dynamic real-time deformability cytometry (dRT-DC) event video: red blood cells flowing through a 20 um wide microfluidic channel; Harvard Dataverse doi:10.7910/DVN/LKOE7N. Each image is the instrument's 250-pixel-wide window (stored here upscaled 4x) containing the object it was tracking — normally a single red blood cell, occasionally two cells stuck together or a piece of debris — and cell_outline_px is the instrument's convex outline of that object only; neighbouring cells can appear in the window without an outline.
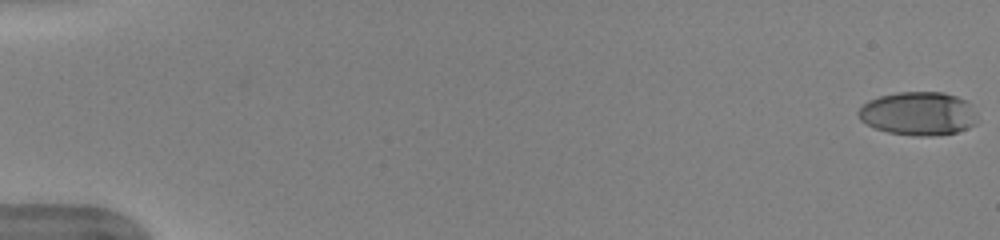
{"species": "human", "species_latin": "Homo sapiens", "temperature_condition": "warm", "stored_images_in_passage": 52, "camera_frame_rate_fps": 3000, "um_per_image_px": 0.085, "donor": {"sex": "female"}, "frame": {"image": 1, "passage_image": 1, "time_ms": 0.0, "image_size_px": [1000, 240], "cell_outline_px": [[976, 124], [968, 128], [956, 132], [940, 136], [912, 136], [888, 132], [876, 128], [860, 120], [856, 112], [868, 100], [880, 96], [900, 92], [944, 92], [968, 100], [972, 104], [976, 112]], "centroid_in_image_um": [78.1, 9.66], "position_along_channel_um": 6.9, "area_um2": 30.52}}
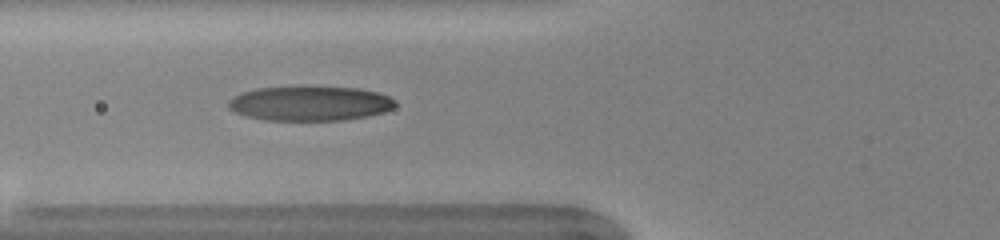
{"frame": {"image": 2, "passage_image": 21, "time_ms": 6.667, "image_size_px": [1000, 240], "cell_outline_px": [[396, 104], [392, 108], [384, 112], [368, 116], [344, 120], [264, 120], [248, 116], [236, 112], [228, 108], [228, 100], [232, 96], [240, 92], [256, 88], [356, 88], [376, 92], [388, 96], [396, 100]], "centroid_in_image_um": [26.32, 8.81], "position_along_channel_um": 99.5, "area_um2": 33.23}}
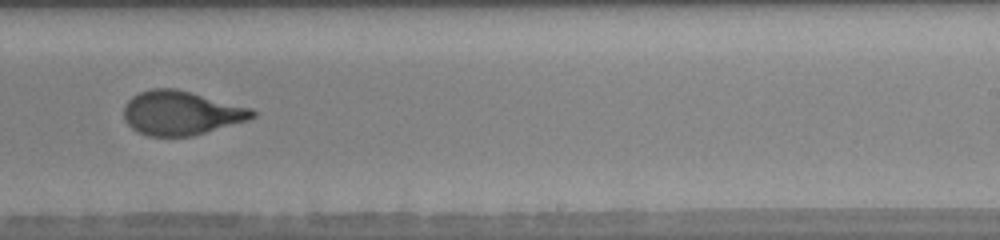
{"frame": {"image": 3, "passage_image": 34, "time_ms": 11.0, "image_size_px": [1000, 240], "cell_outline_px": [[256, 116], [248, 120], [192, 136], [148, 136], [136, 132], [124, 120], [124, 104], [132, 96], [140, 92], [152, 88], [176, 88], [252, 108], [256, 112]], "centroid_in_image_um": [15.37, 9.6], "position_along_channel_um": 273.6, "area_um2": 33.12}, "authors_computed_cell_mechanics": {"area_um2": 33.2061, "velocity_mm_per_s": 4.0125, "shape_relaxation_time_tau1_ms": 4.6185, "shape_relaxation_time_tau2_ms": 0.8983, "deformation_change_tau1": 0.2327, "deformation_change_tau2": 0.0793}}